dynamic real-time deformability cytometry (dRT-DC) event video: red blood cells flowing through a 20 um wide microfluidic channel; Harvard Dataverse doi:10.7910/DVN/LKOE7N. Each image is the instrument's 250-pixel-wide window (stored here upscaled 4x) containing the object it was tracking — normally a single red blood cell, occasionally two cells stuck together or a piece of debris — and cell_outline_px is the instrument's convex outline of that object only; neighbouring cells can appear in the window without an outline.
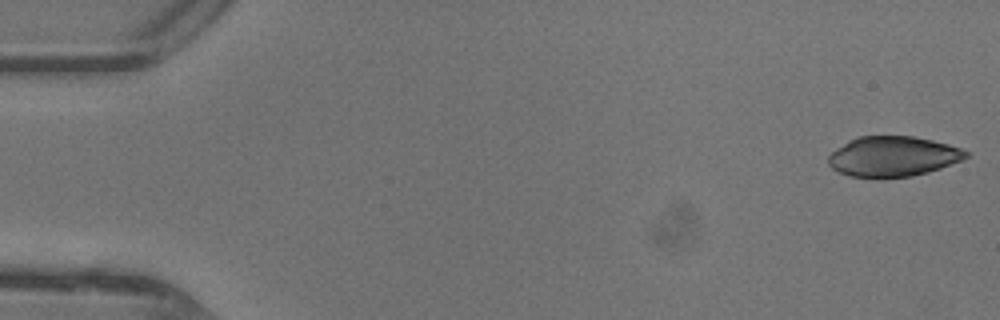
{"species": "common noctule bat (a hibernating species)", "species_latin": "Nyctalus noctula", "temperature_condition": "warm", "stored_images_in_passage": 30, "camera_frame_rate_fps": 3000, "um_per_image_px": 0.085, "animal": {"sex": "female"}, "frame": {"image": 1, "passage_image": 1, "time_ms": 0.0, "image_size_px": [1000, 320], "cell_outline_px": [[968, 156], [960, 160], [940, 168], [928, 172], [912, 176], [848, 176], [832, 168], [828, 164], [828, 156], [836, 148], [848, 140], [856, 136], [912, 136], [932, 140], [948, 144], [960, 148], [968, 152]], "centroid_in_image_um": [75.87, 13.27], "position_along_channel_um": 9.1, "area_um2": 31.79}}